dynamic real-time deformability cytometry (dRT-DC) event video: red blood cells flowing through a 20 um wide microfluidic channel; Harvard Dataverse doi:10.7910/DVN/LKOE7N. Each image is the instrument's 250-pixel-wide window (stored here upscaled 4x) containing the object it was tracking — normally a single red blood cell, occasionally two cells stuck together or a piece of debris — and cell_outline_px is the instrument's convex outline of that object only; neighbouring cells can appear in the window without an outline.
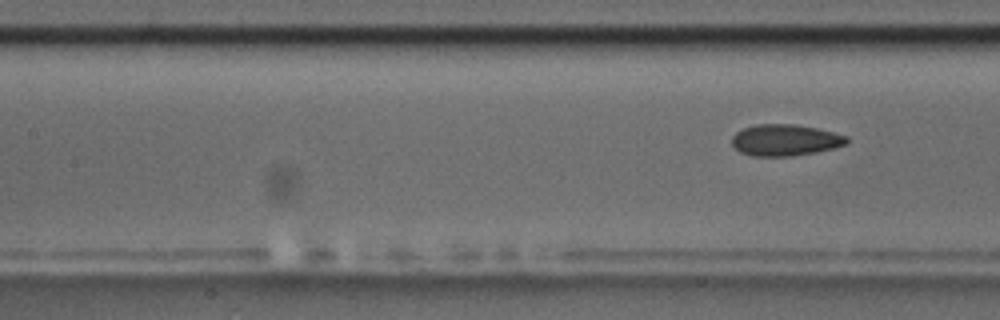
{"species": "common noctule bat (a hibernating species)", "species_latin": "Nyctalus noctula", "temperature_condition": "room temperature", "stored_images_in_passage": 7, "camera_frame_rate_fps": 3000, "um_per_image_px": 0.085, "animal": {"sex": "male", "body_mass_g": 17.5, "forearm_length_mm": 52.3}, "frame": {"image": 1, "passage_image": 7, "time_ms": 7.667, "image_size_px": [1000, 320], "cell_outline_px": [[848, 144], [816, 152], [792, 156], [752, 156], [740, 152], [732, 144], [732, 136], [736, 132], [744, 128], [756, 124], [792, 124], [816, 128], [848, 136]], "centroid_in_image_um": [66.73, 11.91], "position_along_channel_um": 140.7, "area_um2": 20.98}}